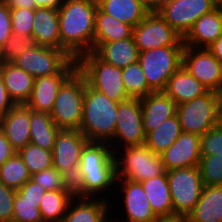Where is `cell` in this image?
Returning <instances> with one entry per match:
<instances>
[{
    "label": "cell",
    "instance_id": "obj_12",
    "mask_svg": "<svg viewBox=\"0 0 222 222\" xmlns=\"http://www.w3.org/2000/svg\"><path fill=\"white\" fill-rule=\"evenodd\" d=\"M145 141L146 135L143 130L140 99L130 98L127 101L119 103L115 132L112 141L109 143L113 153L115 150L119 151V148H117L118 145L119 147L123 146L121 148L139 146L144 145ZM112 143H117L114 146L116 147L115 149Z\"/></svg>",
    "mask_w": 222,
    "mask_h": 222
},
{
    "label": "cell",
    "instance_id": "obj_36",
    "mask_svg": "<svg viewBox=\"0 0 222 222\" xmlns=\"http://www.w3.org/2000/svg\"><path fill=\"white\" fill-rule=\"evenodd\" d=\"M17 153L31 175L53 166V152L32 143L27 144Z\"/></svg>",
    "mask_w": 222,
    "mask_h": 222
},
{
    "label": "cell",
    "instance_id": "obj_14",
    "mask_svg": "<svg viewBox=\"0 0 222 222\" xmlns=\"http://www.w3.org/2000/svg\"><path fill=\"white\" fill-rule=\"evenodd\" d=\"M182 66L209 91L221 92L222 64L208 48L185 46Z\"/></svg>",
    "mask_w": 222,
    "mask_h": 222
},
{
    "label": "cell",
    "instance_id": "obj_30",
    "mask_svg": "<svg viewBox=\"0 0 222 222\" xmlns=\"http://www.w3.org/2000/svg\"><path fill=\"white\" fill-rule=\"evenodd\" d=\"M97 5L103 12L132 27L149 13L137 0H97Z\"/></svg>",
    "mask_w": 222,
    "mask_h": 222
},
{
    "label": "cell",
    "instance_id": "obj_41",
    "mask_svg": "<svg viewBox=\"0 0 222 222\" xmlns=\"http://www.w3.org/2000/svg\"><path fill=\"white\" fill-rule=\"evenodd\" d=\"M12 33L17 35L32 36L33 19L35 10L10 9Z\"/></svg>",
    "mask_w": 222,
    "mask_h": 222
},
{
    "label": "cell",
    "instance_id": "obj_43",
    "mask_svg": "<svg viewBox=\"0 0 222 222\" xmlns=\"http://www.w3.org/2000/svg\"><path fill=\"white\" fill-rule=\"evenodd\" d=\"M15 193L0 181V222H12Z\"/></svg>",
    "mask_w": 222,
    "mask_h": 222
},
{
    "label": "cell",
    "instance_id": "obj_27",
    "mask_svg": "<svg viewBox=\"0 0 222 222\" xmlns=\"http://www.w3.org/2000/svg\"><path fill=\"white\" fill-rule=\"evenodd\" d=\"M3 82L15 105L29 100L35 78L13 63H0Z\"/></svg>",
    "mask_w": 222,
    "mask_h": 222
},
{
    "label": "cell",
    "instance_id": "obj_47",
    "mask_svg": "<svg viewBox=\"0 0 222 222\" xmlns=\"http://www.w3.org/2000/svg\"><path fill=\"white\" fill-rule=\"evenodd\" d=\"M15 153L16 151L12 148L11 143L6 139L3 131L0 129V166Z\"/></svg>",
    "mask_w": 222,
    "mask_h": 222
},
{
    "label": "cell",
    "instance_id": "obj_37",
    "mask_svg": "<svg viewBox=\"0 0 222 222\" xmlns=\"http://www.w3.org/2000/svg\"><path fill=\"white\" fill-rule=\"evenodd\" d=\"M31 180L46 191H74L71 180L59 173L53 166L31 175Z\"/></svg>",
    "mask_w": 222,
    "mask_h": 222
},
{
    "label": "cell",
    "instance_id": "obj_24",
    "mask_svg": "<svg viewBox=\"0 0 222 222\" xmlns=\"http://www.w3.org/2000/svg\"><path fill=\"white\" fill-rule=\"evenodd\" d=\"M101 60L123 69L138 62L139 50L133 36L109 43H93L92 50Z\"/></svg>",
    "mask_w": 222,
    "mask_h": 222
},
{
    "label": "cell",
    "instance_id": "obj_5",
    "mask_svg": "<svg viewBox=\"0 0 222 222\" xmlns=\"http://www.w3.org/2000/svg\"><path fill=\"white\" fill-rule=\"evenodd\" d=\"M85 76L77 69L60 87L50 113L60 129L79 130L83 119Z\"/></svg>",
    "mask_w": 222,
    "mask_h": 222
},
{
    "label": "cell",
    "instance_id": "obj_29",
    "mask_svg": "<svg viewBox=\"0 0 222 222\" xmlns=\"http://www.w3.org/2000/svg\"><path fill=\"white\" fill-rule=\"evenodd\" d=\"M132 35V26L111 17L99 7L97 8L94 21L93 43L114 42L131 38Z\"/></svg>",
    "mask_w": 222,
    "mask_h": 222
},
{
    "label": "cell",
    "instance_id": "obj_18",
    "mask_svg": "<svg viewBox=\"0 0 222 222\" xmlns=\"http://www.w3.org/2000/svg\"><path fill=\"white\" fill-rule=\"evenodd\" d=\"M117 183V186L122 185L119 191L123 192L125 216L127 218L125 221L117 220L115 222H155L159 219L153 212L151 204L147 200L146 192L143 190L140 182L117 179Z\"/></svg>",
    "mask_w": 222,
    "mask_h": 222
},
{
    "label": "cell",
    "instance_id": "obj_48",
    "mask_svg": "<svg viewBox=\"0 0 222 222\" xmlns=\"http://www.w3.org/2000/svg\"><path fill=\"white\" fill-rule=\"evenodd\" d=\"M10 9H31L36 10L35 0H2Z\"/></svg>",
    "mask_w": 222,
    "mask_h": 222
},
{
    "label": "cell",
    "instance_id": "obj_46",
    "mask_svg": "<svg viewBox=\"0 0 222 222\" xmlns=\"http://www.w3.org/2000/svg\"><path fill=\"white\" fill-rule=\"evenodd\" d=\"M14 105L6 90L0 70V116L5 115Z\"/></svg>",
    "mask_w": 222,
    "mask_h": 222
},
{
    "label": "cell",
    "instance_id": "obj_53",
    "mask_svg": "<svg viewBox=\"0 0 222 222\" xmlns=\"http://www.w3.org/2000/svg\"><path fill=\"white\" fill-rule=\"evenodd\" d=\"M155 222H186V219L183 217H172V218L158 219Z\"/></svg>",
    "mask_w": 222,
    "mask_h": 222
},
{
    "label": "cell",
    "instance_id": "obj_6",
    "mask_svg": "<svg viewBox=\"0 0 222 222\" xmlns=\"http://www.w3.org/2000/svg\"><path fill=\"white\" fill-rule=\"evenodd\" d=\"M121 152L113 153L116 179L142 182L165 172L161 156L155 154L145 144L125 147L121 149ZM119 154L123 156L118 157Z\"/></svg>",
    "mask_w": 222,
    "mask_h": 222
},
{
    "label": "cell",
    "instance_id": "obj_10",
    "mask_svg": "<svg viewBox=\"0 0 222 222\" xmlns=\"http://www.w3.org/2000/svg\"><path fill=\"white\" fill-rule=\"evenodd\" d=\"M217 6L216 0H163L157 13L184 37L202 15Z\"/></svg>",
    "mask_w": 222,
    "mask_h": 222
},
{
    "label": "cell",
    "instance_id": "obj_22",
    "mask_svg": "<svg viewBox=\"0 0 222 222\" xmlns=\"http://www.w3.org/2000/svg\"><path fill=\"white\" fill-rule=\"evenodd\" d=\"M102 198L74 197L69 202L63 222H111L107 219L111 211L110 200Z\"/></svg>",
    "mask_w": 222,
    "mask_h": 222
},
{
    "label": "cell",
    "instance_id": "obj_7",
    "mask_svg": "<svg viewBox=\"0 0 222 222\" xmlns=\"http://www.w3.org/2000/svg\"><path fill=\"white\" fill-rule=\"evenodd\" d=\"M184 47L163 46L139 52L138 62L153 92L164 91L170 77L182 66Z\"/></svg>",
    "mask_w": 222,
    "mask_h": 222
},
{
    "label": "cell",
    "instance_id": "obj_8",
    "mask_svg": "<svg viewBox=\"0 0 222 222\" xmlns=\"http://www.w3.org/2000/svg\"><path fill=\"white\" fill-rule=\"evenodd\" d=\"M174 217L185 218L198 202L204 184L198 166L166 171Z\"/></svg>",
    "mask_w": 222,
    "mask_h": 222
},
{
    "label": "cell",
    "instance_id": "obj_16",
    "mask_svg": "<svg viewBox=\"0 0 222 222\" xmlns=\"http://www.w3.org/2000/svg\"><path fill=\"white\" fill-rule=\"evenodd\" d=\"M77 69V60L72 59L58 74L36 78L26 105L32 111L50 114L60 87Z\"/></svg>",
    "mask_w": 222,
    "mask_h": 222
},
{
    "label": "cell",
    "instance_id": "obj_2",
    "mask_svg": "<svg viewBox=\"0 0 222 222\" xmlns=\"http://www.w3.org/2000/svg\"><path fill=\"white\" fill-rule=\"evenodd\" d=\"M97 0H64L58 8L61 50L78 60L93 50Z\"/></svg>",
    "mask_w": 222,
    "mask_h": 222
},
{
    "label": "cell",
    "instance_id": "obj_31",
    "mask_svg": "<svg viewBox=\"0 0 222 222\" xmlns=\"http://www.w3.org/2000/svg\"><path fill=\"white\" fill-rule=\"evenodd\" d=\"M59 131L50 114L30 109V143L52 151Z\"/></svg>",
    "mask_w": 222,
    "mask_h": 222
},
{
    "label": "cell",
    "instance_id": "obj_11",
    "mask_svg": "<svg viewBox=\"0 0 222 222\" xmlns=\"http://www.w3.org/2000/svg\"><path fill=\"white\" fill-rule=\"evenodd\" d=\"M133 38L139 52L163 46H185L178 34L157 12L147 16L133 27Z\"/></svg>",
    "mask_w": 222,
    "mask_h": 222
},
{
    "label": "cell",
    "instance_id": "obj_21",
    "mask_svg": "<svg viewBox=\"0 0 222 222\" xmlns=\"http://www.w3.org/2000/svg\"><path fill=\"white\" fill-rule=\"evenodd\" d=\"M222 36V6L202 15L183 37L185 46L208 48Z\"/></svg>",
    "mask_w": 222,
    "mask_h": 222
},
{
    "label": "cell",
    "instance_id": "obj_40",
    "mask_svg": "<svg viewBox=\"0 0 222 222\" xmlns=\"http://www.w3.org/2000/svg\"><path fill=\"white\" fill-rule=\"evenodd\" d=\"M198 168L204 186L222 185V156H201Z\"/></svg>",
    "mask_w": 222,
    "mask_h": 222
},
{
    "label": "cell",
    "instance_id": "obj_3",
    "mask_svg": "<svg viewBox=\"0 0 222 222\" xmlns=\"http://www.w3.org/2000/svg\"><path fill=\"white\" fill-rule=\"evenodd\" d=\"M118 102L91 88L85 78L83 119L79 131L91 142L110 143L117 123Z\"/></svg>",
    "mask_w": 222,
    "mask_h": 222
},
{
    "label": "cell",
    "instance_id": "obj_19",
    "mask_svg": "<svg viewBox=\"0 0 222 222\" xmlns=\"http://www.w3.org/2000/svg\"><path fill=\"white\" fill-rule=\"evenodd\" d=\"M0 129L16 152L24 148L30 143V108L26 104L14 105L0 116Z\"/></svg>",
    "mask_w": 222,
    "mask_h": 222
},
{
    "label": "cell",
    "instance_id": "obj_54",
    "mask_svg": "<svg viewBox=\"0 0 222 222\" xmlns=\"http://www.w3.org/2000/svg\"><path fill=\"white\" fill-rule=\"evenodd\" d=\"M218 6H222V0H216Z\"/></svg>",
    "mask_w": 222,
    "mask_h": 222
},
{
    "label": "cell",
    "instance_id": "obj_15",
    "mask_svg": "<svg viewBox=\"0 0 222 222\" xmlns=\"http://www.w3.org/2000/svg\"><path fill=\"white\" fill-rule=\"evenodd\" d=\"M88 139L77 129H60L53 152V167L71 181L80 164L81 151Z\"/></svg>",
    "mask_w": 222,
    "mask_h": 222
},
{
    "label": "cell",
    "instance_id": "obj_42",
    "mask_svg": "<svg viewBox=\"0 0 222 222\" xmlns=\"http://www.w3.org/2000/svg\"><path fill=\"white\" fill-rule=\"evenodd\" d=\"M201 156H222V127L215 126L200 136Z\"/></svg>",
    "mask_w": 222,
    "mask_h": 222
},
{
    "label": "cell",
    "instance_id": "obj_26",
    "mask_svg": "<svg viewBox=\"0 0 222 222\" xmlns=\"http://www.w3.org/2000/svg\"><path fill=\"white\" fill-rule=\"evenodd\" d=\"M186 222H222V185L204 186Z\"/></svg>",
    "mask_w": 222,
    "mask_h": 222
},
{
    "label": "cell",
    "instance_id": "obj_44",
    "mask_svg": "<svg viewBox=\"0 0 222 222\" xmlns=\"http://www.w3.org/2000/svg\"><path fill=\"white\" fill-rule=\"evenodd\" d=\"M12 34L10 8L0 0V48Z\"/></svg>",
    "mask_w": 222,
    "mask_h": 222
},
{
    "label": "cell",
    "instance_id": "obj_39",
    "mask_svg": "<svg viewBox=\"0 0 222 222\" xmlns=\"http://www.w3.org/2000/svg\"><path fill=\"white\" fill-rule=\"evenodd\" d=\"M12 222H43L39 204L15 193Z\"/></svg>",
    "mask_w": 222,
    "mask_h": 222
},
{
    "label": "cell",
    "instance_id": "obj_32",
    "mask_svg": "<svg viewBox=\"0 0 222 222\" xmlns=\"http://www.w3.org/2000/svg\"><path fill=\"white\" fill-rule=\"evenodd\" d=\"M182 133L177 115L166 119L155 130L146 135L145 145L155 154L163 153Z\"/></svg>",
    "mask_w": 222,
    "mask_h": 222
},
{
    "label": "cell",
    "instance_id": "obj_1",
    "mask_svg": "<svg viewBox=\"0 0 222 222\" xmlns=\"http://www.w3.org/2000/svg\"><path fill=\"white\" fill-rule=\"evenodd\" d=\"M116 180L112 147L108 143L88 141L81 151L76 176L71 181L75 197H99L98 193L102 195L115 186Z\"/></svg>",
    "mask_w": 222,
    "mask_h": 222
},
{
    "label": "cell",
    "instance_id": "obj_50",
    "mask_svg": "<svg viewBox=\"0 0 222 222\" xmlns=\"http://www.w3.org/2000/svg\"><path fill=\"white\" fill-rule=\"evenodd\" d=\"M64 0H35L37 8L57 9L63 4Z\"/></svg>",
    "mask_w": 222,
    "mask_h": 222
},
{
    "label": "cell",
    "instance_id": "obj_52",
    "mask_svg": "<svg viewBox=\"0 0 222 222\" xmlns=\"http://www.w3.org/2000/svg\"><path fill=\"white\" fill-rule=\"evenodd\" d=\"M217 126L222 127V93H219L217 105Z\"/></svg>",
    "mask_w": 222,
    "mask_h": 222
},
{
    "label": "cell",
    "instance_id": "obj_25",
    "mask_svg": "<svg viewBox=\"0 0 222 222\" xmlns=\"http://www.w3.org/2000/svg\"><path fill=\"white\" fill-rule=\"evenodd\" d=\"M209 90L181 66L168 80L164 92L177 104L201 97Z\"/></svg>",
    "mask_w": 222,
    "mask_h": 222
},
{
    "label": "cell",
    "instance_id": "obj_17",
    "mask_svg": "<svg viewBox=\"0 0 222 222\" xmlns=\"http://www.w3.org/2000/svg\"><path fill=\"white\" fill-rule=\"evenodd\" d=\"M160 156L165 171L198 166L201 159L200 136L182 132Z\"/></svg>",
    "mask_w": 222,
    "mask_h": 222
},
{
    "label": "cell",
    "instance_id": "obj_4",
    "mask_svg": "<svg viewBox=\"0 0 222 222\" xmlns=\"http://www.w3.org/2000/svg\"><path fill=\"white\" fill-rule=\"evenodd\" d=\"M77 64L91 88L118 103L130 99L123 85L121 68L104 62L93 51L83 54Z\"/></svg>",
    "mask_w": 222,
    "mask_h": 222
},
{
    "label": "cell",
    "instance_id": "obj_51",
    "mask_svg": "<svg viewBox=\"0 0 222 222\" xmlns=\"http://www.w3.org/2000/svg\"><path fill=\"white\" fill-rule=\"evenodd\" d=\"M149 12H157L163 0H137Z\"/></svg>",
    "mask_w": 222,
    "mask_h": 222
},
{
    "label": "cell",
    "instance_id": "obj_35",
    "mask_svg": "<svg viewBox=\"0 0 222 222\" xmlns=\"http://www.w3.org/2000/svg\"><path fill=\"white\" fill-rule=\"evenodd\" d=\"M122 81L126 93L131 99H141L153 92L148 86L139 62L129 64L122 69Z\"/></svg>",
    "mask_w": 222,
    "mask_h": 222
},
{
    "label": "cell",
    "instance_id": "obj_38",
    "mask_svg": "<svg viewBox=\"0 0 222 222\" xmlns=\"http://www.w3.org/2000/svg\"><path fill=\"white\" fill-rule=\"evenodd\" d=\"M35 45L32 36L12 34L0 48V63H13L23 52Z\"/></svg>",
    "mask_w": 222,
    "mask_h": 222
},
{
    "label": "cell",
    "instance_id": "obj_23",
    "mask_svg": "<svg viewBox=\"0 0 222 222\" xmlns=\"http://www.w3.org/2000/svg\"><path fill=\"white\" fill-rule=\"evenodd\" d=\"M32 37L37 45L61 50L58 10L37 8Z\"/></svg>",
    "mask_w": 222,
    "mask_h": 222
},
{
    "label": "cell",
    "instance_id": "obj_20",
    "mask_svg": "<svg viewBox=\"0 0 222 222\" xmlns=\"http://www.w3.org/2000/svg\"><path fill=\"white\" fill-rule=\"evenodd\" d=\"M140 104L145 135L176 115L177 104L164 91L151 92L140 99Z\"/></svg>",
    "mask_w": 222,
    "mask_h": 222
},
{
    "label": "cell",
    "instance_id": "obj_33",
    "mask_svg": "<svg viewBox=\"0 0 222 222\" xmlns=\"http://www.w3.org/2000/svg\"><path fill=\"white\" fill-rule=\"evenodd\" d=\"M74 191H46L40 200L39 209L43 222H63Z\"/></svg>",
    "mask_w": 222,
    "mask_h": 222
},
{
    "label": "cell",
    "instance_id": "obj_45",
    "mask_svg": "<svg viewBox=\"0 0 222 222\" xmlns=\"http://www.w3.org/2000/svg\"><path fill=\"white\" fill-rule=\"evenodd\" d=\"M18 192L26 199L36 201L37 204H40V200L46 190L30 179L18 190Z\"/></svg>",
    "mask_w": 222,
    "mask_h": 222
},
{
    "label": "cell",
    "instance_id": "obj_9",
    "mask_svg": "<svg viewBox=\"0 0 222 222\" xmlns=\"http://www.w3.org/2000/svg\"><path fill=\"white\" fill-rule=\"evenodd\" d=\"M219 92L208 91L201 97L177 105L176 115L182 132L199 136L217 125Z\"/></svg>",
    "mask_w": 222,
    "mask_h": 222
},
{
    "label": "cell",
    "instance_id": "obj_28",
    "mask_svg": "<svg viewBox=\"0 0 222 222\" xmlns=\"http://www.w3.org/2000/svg\"><path fill=\"white\" fill-rule=\"evenodd\" d=\"M140 183L146 192L147 200L151 204L155 215L159 219L174 217L172 197L166 171L162 175L146 179Z\"/></svg>",
    "mask_w": 222,
    "mask_h": 222
},
{
    "label": "cell",
    "instance_id": "obj_13",
    "mask_svg": "<svg viewBox=\"0 0 222 222\" xmlns=\"http://www.w3.org/2000/svg\"><path fill=\"white\" fill-rule=\"evenodd\" d=\"M71 60L63 50L35 44L23 52L13 64L36 79L58 74Z\"/></svg>",
    "mask_w": 222,
    "mask_h": 222
},
{
    "label": "cell",
    "instance_id": "obj_49",
    "mask_svg": "<svg viewBox=\"0 0 222 222\" xmlns=\"http://www.w3.org/2000/svg\"><path fill=\"white\" fill-rule=\"evenodd\" d=\"M208 50L213 54L215 58L222 64V36H220L215 42H213Z\"/></svg>",
    "mask_w": 222,
    "mask_h": 222
},
{
    "label": "cell",
    "instance_id": "obj_34",
    "mask_svg": "<svg viewBox=\"0 0 222 222\" xmlns=\"http://www.w3.org/2000/svg\"><path fill=\"white\" fill-rule=\"evenodd\" d=\"M30 179L31 174L17 152L0 166V181L11 189L18 191Z\"/></svg>",
    "mask_w": 222,
    "mask_h": 222
}]
</instances>
